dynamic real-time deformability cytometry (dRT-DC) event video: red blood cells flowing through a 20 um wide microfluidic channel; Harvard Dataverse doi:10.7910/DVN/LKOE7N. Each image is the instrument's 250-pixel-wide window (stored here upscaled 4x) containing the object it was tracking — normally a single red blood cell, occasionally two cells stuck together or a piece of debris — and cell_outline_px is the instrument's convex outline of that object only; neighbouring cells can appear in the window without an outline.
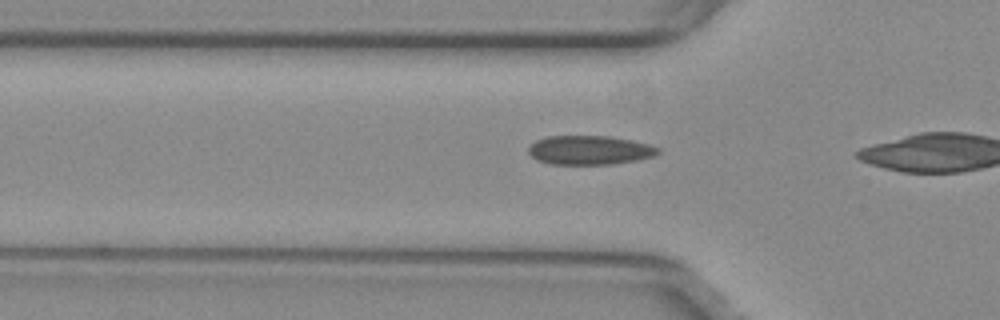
{"species": "common noctule bat (a hibernating species)", "species_latin": "Nyctalus noctula", "temperature_condition": "warm", "stored_images_in_passage": 15, "camera_frame_rate_fps": 3000, "um_per_image_px": 0.085, "animal": {"sex": "female", "body_mass_g": 29.2, "forearm_length_mm": 56.3}, "frame": {"image": 1, "passage_image": 14, "time_ms": 4.333, "image_size_px": [1000, 320], "cell_outline_px": [[660, 152], [652, 156], [636, 160], [612, 164], [552, 164], [536, 160], [528, 152], [528, 148], [536, 140], [548, 136], [608, 136], [632, 140], [648, 144], [660, 148]], "centroid_in_image_um": [50.11, 12.76], "position_along_channel_um": 75.7, "area_um2": 21.85}}